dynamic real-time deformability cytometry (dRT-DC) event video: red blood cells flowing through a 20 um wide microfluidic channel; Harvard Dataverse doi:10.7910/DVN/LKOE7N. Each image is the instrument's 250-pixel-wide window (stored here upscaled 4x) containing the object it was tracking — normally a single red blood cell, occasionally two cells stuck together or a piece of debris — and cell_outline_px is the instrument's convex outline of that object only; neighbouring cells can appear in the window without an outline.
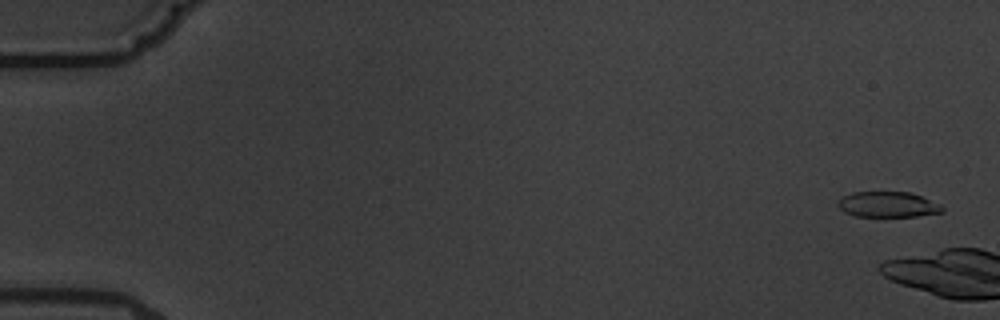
{"species": "common noctule bat (a hibernating species)", "species_latin": "Nyctalus noctula", "temperature_condition": "warm", "stored_images_in_passage": 2, "camera_frame_rate_fps": 3000, "um_per_image_px": 0.085, "animal": {"sex": "male", "body_mass_g": 19.5, "forearm_length_mm": 54.6}, "frame": {"image": 1, "passage_image": 1, "time_ms": 0.0, "image_size_px": [1000, 320], "cell_outline_px": [[944, 212], [916, 216], [856, 216], [844, 212], [836, 204], [836, 200], [840, 196], [852, 192], [908, 192], [920, 196], [940, 204], [944, 208]], "centroid_in_image_um": [75.41, 17.37], "position_along_channel_um": 9.6, "area_um2": 15.61}}